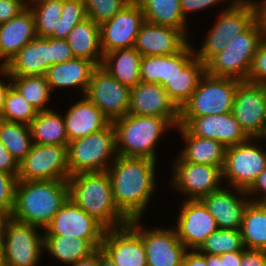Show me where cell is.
Here are the masks:
<instances>
[{"instance_id":"cell-1","label":"cell","mask_w":266,"mask_h":266,"mask_svg":"<svg viewBox=\"0 0 266 266\" xmlns=\"http://www.w3.org/2000/svg\"><path fill=\"white\" fill-rule=\"evenodd\" d=\"M158 164L146 157L117 155L106 170L116 206L128 220L144 219L145 212H148L154 193L159 191Z\"/></svg>"},{"instance_id":"cell-2","label":"cell","mask_w":266,"mask_h":266,"mask_svg":"<svg viewBox=\"0 0 266 266\" xmlns=\"http://www.w3.org/2000/svg\"><path fill=\"white\" fill-rule=\"evenodd\" d=\"M68 199V180H17L12 218L45 229Z\"/></svg>"},{"instance_id":"cell-3","label":"cell","mask_w":266,"mask_h":266,"mask_svg":"<svg viewBox=\"0 0 266 266\" xmlns=\"http://www.w3.org/2000/svg\"><path fill=\"white\" fill-rule=\"evenodd\" d=\"M68 183L70 200L105 229L117 228L129 223L116 206L111 181L106 171L79 173L70 176Z\"/></svg>"},{"instance_id":"cell-4","label":"cell","mask_w":266,"mask_h":266,"mask_svg":"<svg viewBox=\"0 0 266 266\" xmlns=\"http://www.w3.org/2000/svg\"><path fill=\"white\" fill-rule=\"evenodd\" d=\"M115 129L117 155L146 157L158 161L162 138L176 128L168 119L126 114L111 122ZM158 148V149H157Z\"/></svg>"},{"instance_id":"cell-5","label":"cell","mask_w":266,"mask_h":266,"mask_svg":"<svg viewBox=\"0 0 266 266\" xmlns=\"http://www.w3.org/2000/svg\"><path fill=\"white\" fill-rule=\"evenodd\" d=\"M218 12L199 48L192 43L194 56L204 64L259 18V5L257 0H239L232 7Z\"/></svg>"},{"instance_id":"cell-6","label":"cell","mask_w":266,"mask_h":266,"mask_svg":"<svg viewBox=\"0 0 266 266\" xmlns=\"http://www.w3.org/2000/svg\"><path fill=\"white\" fill-rule=\"evenodd\" d=\"M264 39V25L259 17L246 31L228 42L225 49L205 63L206 73L239 81L247 80L253 57Z\"/></svg>"},{"instance_id":"cell-7","label":"cell","mask_w":266,"mask_h":266,"mask_svg":"<svg viewBox=\"0 0 266 266\" xmlns=\"http://www.w3.org/2000/svg\"><path fill=\"white\" fill-rule=\"evenodd\" d=\"M67 156L70 176L106 171L117 157L113 124L110 123L101 131L70 141Z\"/></svg>"},{"instance_id":"cell-8","label":"cell","mask_w":266,"mask_h":266,"mask_svg":"<svg viewBox=\"0 0 266 266\" xmlns=\"http://www.w3.org/2000/svg\"><path fill=\"white\" fill-rule=\"evenodd\" d=\"M265 168L266 142L263 138H250L246 142L226 147L223 184L246 191Z\"/></svg>"},{"instance_id":"cell-9","label":"cell","mask_w":266,"mask_h":266,"mask_svg":"<svg viewBox=\"0 0 266 266\" xmlns=\"http://www.w3.org/2000/svg\"><path fill=\"white\" fill-rule=\"evenodd\" d=\"M240 81L209 75L205 72L196 90L179 110V117H203L232 112Z\"/></svg>"},{"instance_id":"cell-10","label":"cell","mask_w":266,"mask_h":266,"mask_svg":"<svg viewBox=\"0 0 266 266\" xmlns=\"http://www.w3.org/2000/svg\"><path fill=\"white\" fill-rule=\"evenodd\" d=\"M43 231L11 218L0 239L2 262L10 266H39L44 256Z\"/></svg>"},{"instance_id":"cell-11","label":"cell","mask_w":266,"mask_h":266,"mask_svg":"<svg viewBox=\"0 0 266 266\" xmlns=\"http://www.w3.org/2000/svg\"><path fill=\"white\" fill-rule=\"evenodd\" d=\"M171 162L169 171L172 174L168 185L172 188L171 191L183 196L182 200H201L224 185L219 166L185 161Z\"/></svg>"},{"instance_id":"cell-12","label":"cell","mask_w":266,"mask_h":266,"mask_svg":"<svg viewBox=\"0 0 266 266\" xmlns=\"http://www.w3.org/2000/svg\"><path fill=\"white\" fill-rule=\"evenodd\" d=\"M142 220H129V225L140 235L147 259V266H181L188 251L179 240L173 226L145 227ZM144 226V227H143Z\"/></svg>"},{"instance_id":"cell-13","label":"cell","mask_w":266,"mask_h":266,"mask_svg":"<svg viewBox=\"0 0 266 266\" xmlns=\"http://www.w3.org/2000/svg\"><path fill=\"white\" fill-rule=\"evenodd\" d=\"M68 145L34 144L19 163L18 180H68Z\"/></svg>"},{"instance_id":"cell-14","label":"cell","mask_w":266,"mask_h":266,"mask_svg":"<svg viewBox=\"0 0 266 266\" xmlns=\"http://www.w3.org/2000/svg\"><path fill=\"white\" fill-rule=\"evenodd\" d=\"M232 114L250 138H263L266 133V85L240 81Z\"/></svg>"},{"instance_id":"cell-15","label":"cell","mask_w":266,"mask_h":266,"mask_svg":"<svg viewBox=\"0 0 266 266\" xmlns=\"http://www.w3.org/2000/svg\"><path fill=\"white\" fill-rule=\"evenodd\" d=\"M130 87L121 84L101 66L92 72L86 96L112 122L128 114Z\"/></svg>"},{"instance_id":"cell-16","label":"cell","mask_w":266,"mask_h":266,"mask_svg":"<svg viewBox=\"0 0 266 266\" xmlns=\"http://www.w3.org/2000/svg\"><path fill=\"white\" fill-rule=\"evenodd\" d=\"M173 227L187 250H198L219 228L202 200H181ZM179 209V211H178Z\"/></svg>"},{"instance_id":"cell-17","label":"cell","mask_w":266,"mask_h":266,"mask_svg":"<svg viewBox=\"0 0 266 266\" xmlns=\"http://www.w3.org/2000/svg\"><path fill=\"white\" fill-rule=\"evenodd\" d=\"M144 22L141 6L136 0H132L110 20L99 26L103 54L134 47L136 36Z\"/></svg>"},{"instance_id":"cell-18","label":"cell","mask_w":266,"mask_h":266,"mask_svg":"<svg viewBox=\"0 0 266 266\" xmlns=\"http://www.w3.org/2000/svg\"><path fill=\"white\" fill-rule=\"evenodd\" d=\"M105 228L73 201L59 209L44 229V236H66L86 241H102Z\"/></svg>"},{"instance_id":"cell-19","label":"cell","mask_w":266,"mask_h":266,"mask_svg":"<svg viewBox=\"0 0 266 266\" xmlns=\"http://www.w3.org/2000/svg\"><path fill=\"white\" fill-rule=\"evenodd\" d=\"M178 126H183L191 135L218 140L225 147L250 139L232 112L203 117H179Z\"/></svg>"},{"instance_id":"cell-20","label":"cell","mask_w":266,"mask_h":266,"mask_svg":"<svg viewBox=\"0 0 266 266\" xmlns=\"http://www.w3.org/2000/svg\"><path fill=\"white\" fill-rule=\"evenodd\" d=\"M128 114L168 119L175 127L179 122V109L168 97L163 86L140 81L131 87Z\"/></svg>"},{"instance_id":"cell-21","label":"cell","mask_w":266,"mask_h":266,"mask_svg":"<svg viewBox=\"0 0 266 266\" xmlns=\"http://www.w3.org/2000/svg\"><path fill=\"white\" fill-rule=\"evenodd\" d=\"M201 200L215 218L219 229H241L243 213L250 201L245 190L223 185Z\"/></svg>"},{"instance_id":"cell-22","label":"cell","mask_w":266,"mask_h":266,"mask_svg":"<svg viewBox=\"0 0 266 266\" xmlns=\"http://www.w3.org/2000/svg\"><path fill=\"white\" fill-rule=\"evenodd\" d=\"M101 248L116 266H147L143 241L129 224L106 229Z\"/></svg>"},{"instance_id":"cell-23","label":"cell","mask_w":266,"mask_h":266,"mask_svg":"<svg viewBox=\"0 0 266 266\" xmlns=\"http://www.w3.org/2000/svg\"><path fill=\"white\" fill-rule=\"evenodd\" d=\"M190 39L179 29L145 21L137 36L134 48L144 56L171 55L180 51Z\"/></svg>"},{"instance_id":"cell-24","label":"cell","mask_w":266,"mask_h":266,"mask_svg":"<svg viewBox=\"0 0 266 266\" xmlns=\"http://www.w3.org/2000/svg\"><path fill=\"white\" fill-rule=\"evenodd\" d=\"M52 66L51 37L36 36L24 45L5 65L10 76L45 75Z\"/></svg>"},{"instance_id":"cell-25","label":"cell","mask_w":266,"mask_h":266,"mask_svg":"<svg viewBox=\"0 0 266 266\" xmlns=\"http://www.w3.org/2000/svg\"><path fill=\"white\" fill-rule=\"evenodd\" d=\"M68 140L73 141L89 134L101 131L111 121L86 96L67 107L63 113Z\"/></svg>"},{"instance_id":"cell-26","label":"cell","mask_w":266,"mask_h":266,"mask_svg":"<svg viewBox=\"0 0 266 266\" xmlns=\"http://www.w3.org/2000/svg\"><path fill=\"white\" fill-rule=\"evenodd\" d=\"M189 41L180 51L171 55L144 56L140 62V80L165 86L195 56Z\"/></svg>"},{"instance_id":"cell-27","label":"cell","mask_w":266,"mask_h":266,"mask_svg":"<svg viewBox=\"0 0 266 266\" xmlns=\"http://www.w3.org/2000/svg\"><path fill=\"white\" fill-rule=\"evenodd\" d=\"M97 66L87 59L73 58L48 68L45 77L52 92L79 90L83 96L88 88L92 72ZM71 88V89H70Z\"/></svg>"},{"instance_id":"cell-28","label":"cell","mask_w":266,"mask_h":266,"mask_svg":"<svg viewBox=\"0 0 266 266\" xmlns=\"http://www.w3.org/2000/svg\"><path fill=\"white\" fill-rule=\"evenodd\" d=\"M184 144L172 161H185L197 164L219 166L223 169L226 147L218 140L191 135L183 126H177Z\"/></svg>"},{"instance_id":"cell-29","label":"cell","mask_w":266,"mask_h":266,"mask_svg":"<svg viewBox=\"0 0 266 266\" xmlns=\"http://www.w3.org/2000/svg\"><path fill=\"white\" fill-rule=\"evenodd\" d=\"M36 36L35 19L29 7L8 22L0 24V66H5Z\"/></svg>"},{"instance_id":"cell-30","label":"cell","mask_w":266,"mask_h":266,"mask_svg":"<svg viewBox=\"0 0 266 266\" xmlns=\"http://www.w3.org/2000/svg\"><path fill=\"white\" fill-rule=\"evenodd\" d=\"M67 42L74 58H83L101 66L103 52L100 43V28L92 19L78 23L68 34Z\"/></svg>"},{"instance_id":"cell-31","label":"cell","mask_w":266,"mask_h":266,"mask_svg":"<svg viewBox=\"0 0 266 266\" xmlns=\"http://www.w3.org/2000/svg\"><path fill=\"white\" fill-rule=\"evenodd\" d=\"M102 241H86L66 236H44V253L63 266H70L100 248ZM51 255V256H50ZM65 264V265H64Z\"/></svg>"},{"instance_id":"cell-32","label":"cell","mask_w":266,"mask_h":266,"mask_svg":"<svg viewBox=\"0 0 266 266\" xmlns=\"http://www.w3.org/2000/svg\"><path fill=\"white\" fill-rule=\"evenodd\" d=\"M142 55L134 48L117 49L103 55L101 67L121 84L130 88L140 80Z\"/></svg>"},{"instance_id":"cell-33","label":"cell","mask_w":266,"mask_h":266,"mask_svg":"<svg viewBox=\"0 0 266 266\" xmlns=\"http://www.w3.org/2000/svg\"><path fill=\"white\" fill-rule=\"evenodd\" d=\"M136 1L141 6L145 21L156 25L177 28L181 30L190 41L193 40V32L189 26L190 24L184 19L180 9V0Z\"/></svg>"},{"instance_id":"cell-34","label":"cell","mask_w":266,"mask_h":266,"mask_svg":"<svg viewBox=\"0 0 266 266\" xmlns=\"http://www.w3.org/2000/svg\"><path fill=\"white\" fill-rule=\"evenodd\" d=\"M55 109L40 111L31 121L29 126L34 144L68 145L63 114Z\"/></svg>"},{"instance_id":"cell-35","label":"cell","mask_w":266,"mask_h":266,"mask_svg":"<svg viewBox=\"0 0 266 266\" xmlns=\"http://www.w3.org/2000/svg\"><path fill=\"white\" fill-rule=\"evenodd\" d=\"M205 72V64L194 57L164 86L168 97L179 110L196 90Z\"/></svg>"},{"instance_id":"cell-36","label":"cell","mask_w":266,"mask_h":266,"mask_svg":"<svg viewBox=\"0 0 266 266\" xmlns=\"http://www.w3.org/2000/svg\"><path fill=\"white\" fill-rule=\"evenodd\" d=\"M240 231L245 249L266 251V204L249 201Z\"/></svg>"},{"instance_id":"cell-37","label":"cell","mask_w":266,"mask_h":266,"mask_svg":"<svg viewBox=\"0 0 266 266\" xmlns=\"http://www.w3.org/2000/svg\"><path fill=\"white\" fill-rule=\"evenodd\" d=\"M12 85L33 105L38 112L53 109L50 107L52 90L45 75L10 76Z\"/></svg>"},{"instance_id":"cell-38","label":"cell","mask_w":266,"mask_h":266,"mask_svg":"<svg viewBox=\"0 0 266 266\" xmlns=\"http://www.w3.org/2000/svg\"><path fill=\"white\" fill-rule=\"evenodd\" d=\"M0 141L20 163L33 145L30 126L0 119Z\"/></svg>"},{"instance_id":"cell-39","label":"cell","mask_w":266,"mask_h":266,"mask_svg":"<svg viewBox=\"0 0 266 266\" xmlns=\"http://www.w3.org/2000/svg\"><path fill=\"white\" fill-rule=\"evenodd\" d=\"M64 0H29L28 7L35 19L37 36L49 38L58 31Z\"/></svg>"},{"instance_id":"cell-40","label":"cell","mask_w":266,"mask_h":266,"mask_svg":"<svg viewBox=\"0 0 266 266\" xmlns=\"http://www.w3.org/2000/svg\"><path fill=\"white\" fill-rule=\"evenodd\" d=\"M244 249L240 230L218 229L206 238L197 251L200 254L221 255Z\"/></svg>"},{"instance_id":"cell-41","label":"cell","mask_w":266,"mask_h":266,"mask_svg":"<svg viewBox=\"0 0 266 266\" xmlns=\"http://www.w3.org/2000/svg\"><path fill=\"white\" fill-rule=\"evenodd\" d=\"M37 114L36 108L12 85L8 90L0 119L30 125Z\"/></svg>"},{"instance_id":"cell-42","label":"cell","mask_w":266,"mask_h":266,"mask_svg":"<svg viewBox=\"0 0 266 266\" xmlns=\"http://www.w3.org/2000/svg\"><path fill=\"white\" fill-rule=\"evenodd\" d=\"M86 18L87 13L83 0H64L58 31H54L52 38L67 39L70 31Z\"/></svg>"},{"instance_id":"cell-43","label":"cell","mask_w":266,"mask_h":266,"mask_svg":"<svg viewBox=\"0 0 266 266\" xmlns=\"http://www.w3.org/2000/svg\"><path fill=\"white\" fill-rule=\"evenodd\" d=\"M87 18L99 26L110 20L132 0H83Z\"/></svg>"},{"instance_id":"cell-44","label":"cell","mask_w":266,"mask_h":266,"mask_svg":"<svg viewBox=\"0 0 266 266\" xmlns=\"http://www.w3.org/2000/svg\"><path fill=\"white\" fill-rule=\"evenodd\" d=\"M237 1L239 0H180L179 2L182 15L188 22L190 20L189 16L194 13H198L199 15L204 11L208 12L207 9L210 10L211 8H214L215 5L218 6V4V7L222 4V10H225L232 7ZM223 4L225 7H223Z\"/></svg>"},{"instance_id":"cell-45","label":"cell","mask_w":266,"mask_h":266,"mask_svg":"<svg viewBox=\"0 0 266 266\" xmlns=\"http://www.w3.org/2000/svg\"><path fill=\"white\" fill-rule=\"evenodd\" d=\"M247 81L266 85V38L260 43L253 57Z\"/></svg>"},{"instance_id":"cell-46","label":"cell","mask_w":266,"mask_h":266,"mask_svg":"<svg viewBox=\"0 0 266 266\" xmlns=\"http://www.w3.org/2000/svg\"><path fill=\"white\" fill-rule=\"evenodd\" d=\"M17 178L0 171V207L7 209L11 214L15 203V188Z\"/></svg>"},{"instance_id":"cell-47","label":"cell","mask_w":266,"mask_h":266,"mask_svg":"<svg viewBox=\"0 0 266 266\" xmlns=\"http://www.w3.org/2000/svg\"><path fill=\"white\" fill-rule=\"evenodd\" d=\"M29 0H0V24L18 16L28 7Z\"/></svg>"},{"instance_id":"cell-48","label":"cell","mask_w":266,"mask_h":266,"mask_svg":"<svg viewBox=\"0 0 266 266\" xmlns=\"http://www.w3.org/2000/svg\"><path fill=\"white\" fill-rule=\"evenodd\" d=\"M52 65L62 63L74 58L67 39H56L51 37Z\"/></svg>"},{"instance_id":"cell-49","label":"cell","mask_w":266,"mask_h":266,"mask_svg":"<svg viewBox=\"0 0 266 266\" xmlns=\"http://www.w3.org/2000/svg\"><path fill=\"white\" fill-rule=\"evenodd\" d=\"M250 201L260 204H266V168L256 177L253 184L246 190Z\"/></svg>"},{"instance_id":"cell-50","label":"cell","mask_w":266,"mask_h":266,"mask_svg":"<svg viewBox=\"0 0 266 266\" xmlns=\"http://www.w3.org/2000/svg\"><path fill=\"white\" fill-rule=\"evenodd\" d=\"M0 171L18 177L19 163L0 141Z\"/></svg>"},{"instance_id":"cell-51","label":"cell","mask_w":266,"mask_h":266,"mask_svg":"<svg viewBox=\"0 0 266 266\" xmlns=\"http://www.w3.org/2000/svg\"><path fill=\"white\" fill-rule=\"evenodd\" d=\"M240 266H266V251L255 249H244Z\"/></svg>"},{"instance_id":"cell-52","label":"cell","mask_w":266,"mask_h":266,"mask_svg":"<svg viewBox=\"0 0 266 266\" xmlns=\"http://www.w3.org/2000/svg\"><path fill=\"white\" fill-rule=\"evenodd\" d=\"M11 86L12 81L10 75L5 66H0V116L4 110L6 96Z\"/></svg>"},{"instance_id":"cell-53","label":"cell","mask_w":266,"mask_h":266,"mask_svg":"<svg viewBox=\"0 0 266 266\" xmlns=\"http://www.w3.org/2000/svg\"><path fill=\"white\" fill-rule=\"evenodd\" d=\"M181 266H207L206 258L197 250H188L183 257Z\"/></svg>"},{"instance_id":"cell-54","label":"cell","mask_w":266,"mask_h":266,"mask_svg":"<svg viewBox=\"0 0 266 266\" xmlns=\"http://www.w3.org/2000/svg\"><path fill=\"white\" fill-rule=\"evenodd\" d=\"M220 257L224 259V266H240L242 251L224 253Z\"/></svg>"},{"instance_id":"cell-55","label":"cell","mask_w":266,"mask_h":266,"mask_svg":"<svg viewBox=\"0 0 266 266\" xmlns=\"http://www.w3.org/2000/svg\"><path fill=\"white\" fill-rule=\"evenodd\" d=\"M70 266H98V248L90 255L78 260Z\"/></svg>"},{"instance_id":"cell-56","label":"cell","mask_w":266,"mask_h":266,"mask_svg":"<svg viewBox=\"0 0 266 266\" xmlns=\"http://www.w3.org/2000/svg\"><path fill=\"white\" fill-rule=\"evenodd\" d=\"M98 266H116L112 258L101 247L98 248Z\"/></svg>"},{"instance_id":"cell-57","label":"cell","mask_w":266,"mask_h":266,"mask_svg":"<svg viewBox=\"0 0 266 266\" xmlns=\"http://www.w3.org/2000/svg\"><path fill=\"white\" fill-rule=\"evenodd\" d=\"M11 218L12 214L7 209L0 207V239L2 238L5 227Z\"/></svg>"},{"instance_id":"cell-58","label":"cell","mask_w":266,"mask_h":266,"mask_svg":"<svg viewBox=\"0 0 266 266\" xmlns=\"http://www.w3.org/2000/svg\"><path fill=\"white\" fill-rule=\"evenodd\" d=\"M206 258L207 266H224V259L220 255L201 254Z\"/></svg>"},{"instance_id":"cell-59","label":"cell","mask_w":266,"mask_h":266,"mask_svg":"<svg viewBox=\"0 0 266 266\" xmlns=\"http://www.w3.org/2000/svg\"><path fill=\"white\" fill-rule=\"evenodd\" d=\"M2 262V252H1V240H0V263Z\"/></svg>"},{"instance_id":"cell-60","label":"cell","mask_w":266,"mask_h":266,"mask_svg":"<svg viewBox=\"0 0 266 266\" xmlns=\"http://www.w3.org/2000/svg\"><path fill=\"white\" fill-rule=\"evenodd\" d=\"M0 266H10V265H7V264H4L3 262H1Z\"/></svg>"},{"instance_id":"cell-61","label":"cell","mask_w":266,"mask_h":266,"mask_svg":"<svg viewBox=\"0 0 266 266\" xmlns=\"http://www.w3.org/2000/svg\"><path fill=\"white\" fill-rule=\"evenodd\" d=\"M263 139H264V140H265V142H266V133H265V135H264Z\"/></svg>"}]
</instances>
